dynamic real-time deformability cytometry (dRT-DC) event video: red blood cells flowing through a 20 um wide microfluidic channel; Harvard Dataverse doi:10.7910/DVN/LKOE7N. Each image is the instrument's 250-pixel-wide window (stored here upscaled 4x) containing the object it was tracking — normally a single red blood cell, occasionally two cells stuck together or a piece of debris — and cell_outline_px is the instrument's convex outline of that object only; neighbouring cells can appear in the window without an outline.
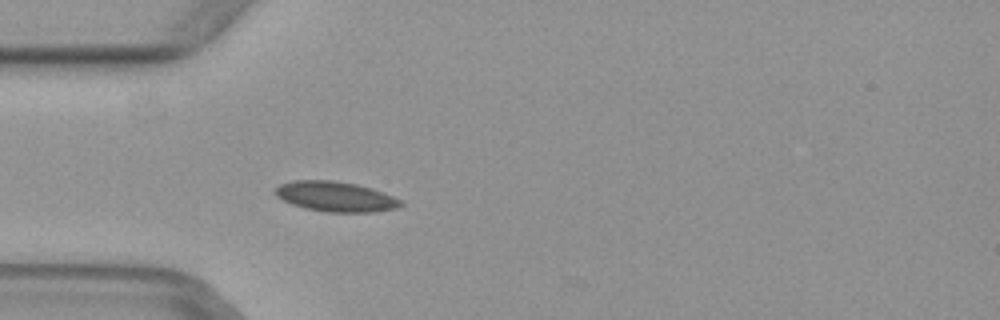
{"species": "common noctule bat (a hibernating species)", "species_latin": "Nyctalus noctula", "temperature_condition": "warm", "stored_images_in_passage": 50, "camera_frame_rate_fps": 3000, "um_per_image_px": 0.085, "animal": {"sex": "female", "body_mass_g": 29.2, "forearm_length_mm": 56.3}, "frame": {"image": 1, "passage_image": 15, "time_ms": 4.667, "image_size_px": [1000, 320], "cell_outline_px": [[404, 204], [396, 208], [372, 212], [328, 212], [304, 208], [292, 204], [276, 196], [272, 192], [280, 184], [292, 180], [332, 180], [356, 184], [372, 188], [392, 196], [400, 200]], "centroid_in_image_um": [28.49, 16.7], "position_along_channel_um": 56.5, "area_um2": 21.96}}
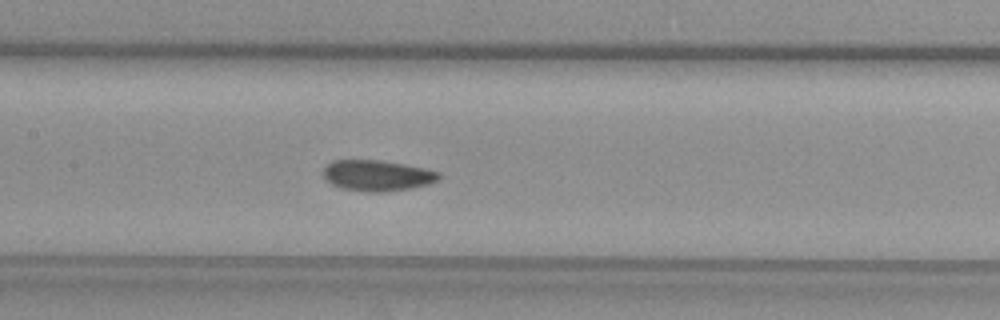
{"frame": {"image": 2, "passage_image": 24, "time_ms": 7.667, "image_size_px": [1000, 320], "cell_outline_px": [[440, 180], [428, 184], [412, 188], [384, 192], [364, 192], [340, 188], [324, 180], [324, 168], [332, 160], [380, 160], [404, 164], [424, 168], [440, 172]], "centroid_in_image_um": [32.06, 14.93], "position_along_channel_um": 175.3, "area_um2": 20.98}}
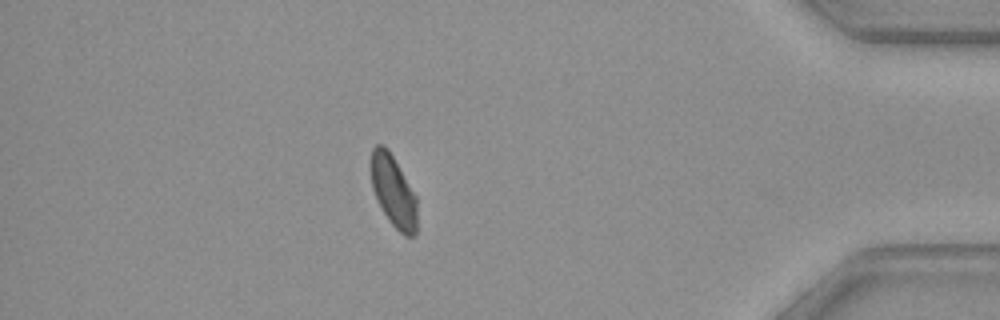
{"frame": {"image": 3, "passage_image": 44, "time_ms": 14.333, "image_size_px": [1000, 320], "cell_outline_px": [[416, 236], [404, 236], [388, 220], [376, 200], [372, 188], [368, 168], [372, 148], [376, 144], [384, 144], [388, 148], [416, 196]], "centroid_in_image_um": [33.38, 16.21], "position_along_channel_um": 401.8, "area_um2": 19.65}}